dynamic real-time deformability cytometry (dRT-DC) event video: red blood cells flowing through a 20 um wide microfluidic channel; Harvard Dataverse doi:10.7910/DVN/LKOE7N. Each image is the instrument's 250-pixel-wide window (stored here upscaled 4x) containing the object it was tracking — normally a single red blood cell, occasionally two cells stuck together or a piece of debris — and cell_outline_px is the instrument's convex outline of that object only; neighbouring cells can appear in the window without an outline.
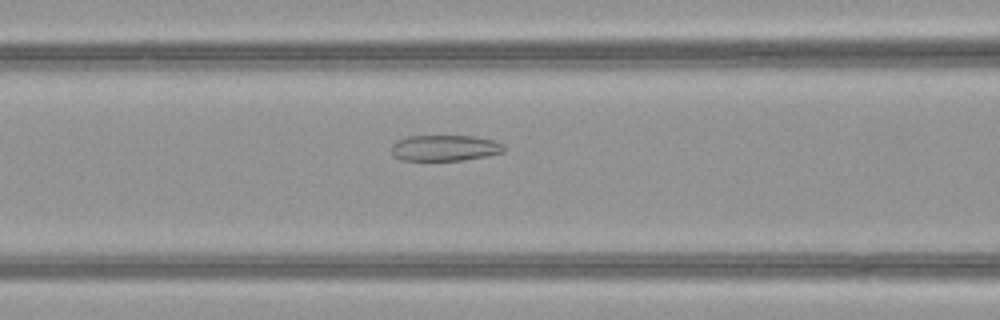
{"species": "common noctule bat (a hibernating species)", "species_latin": "Nyctalus noctula", "temperature_condition": "warm", "stored_images_in_passage": 52, "camera_frame_rate_fps": 3000, "um_per_image_px": 0.085, "animal": {"sex": "female", "body_mass_g": 21.9}, "frame": {"image": 1, "passage_image": 22, "time_ms": 7.0, "image_size_px": [1000, 320], "cell_outline_px": [[504, 152], [488, 156], [464, 160], [400, 160], [392, 156], [392, 144], [396, 140], [408, 136], [476, 136], [492, 140], [504, 144]], "centroid_in_image_um": [37.8, 12.58], "position_along_channel_um": 128.8, "area_um2": 17.17}}
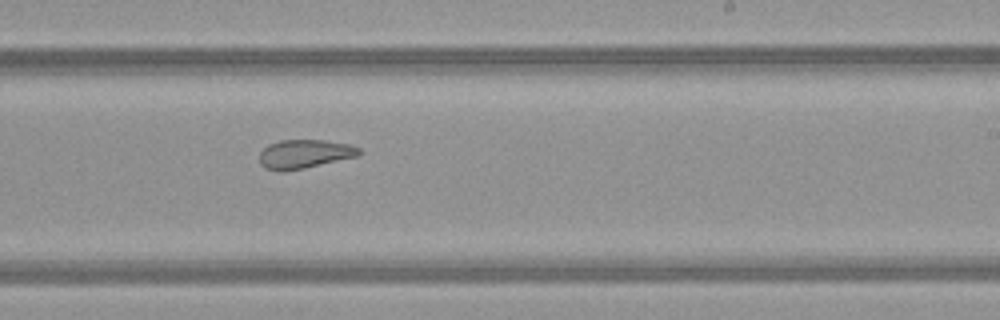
{"frame": {"image": 2, "passage_image": 32, "time_ms": 10.333, "image_size_px": [1000, 320], "cell_outline_px": [[360, 152], [356, 156], [304, 168], [284, 172], [276, 172], [264, 168], [260, 164], [260, 152], [268, 144], [280, 140], [324, 140], [352, 144], [360, 148]], "centroid_in_image_um": [25.84, 13.09], "position_along_channel_um": 263.2, "area_um2": 16.82}}
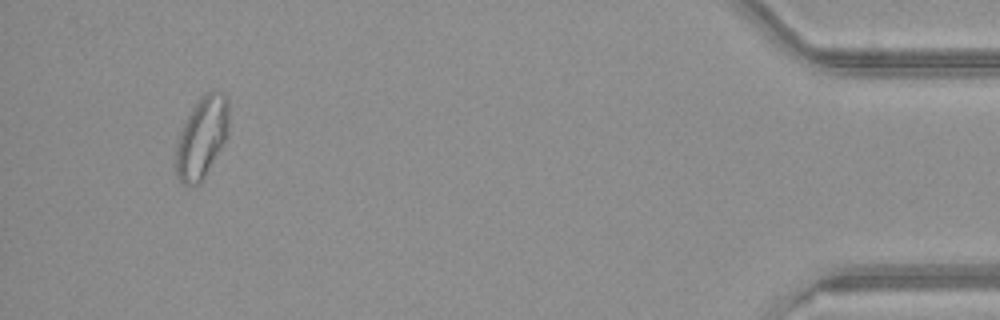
{"frame": {"image": 3, "passage_image": 49, "time_ms": 16.0, "image_size_px": [1000, 320], "cell_outline_px": [[228, 136], [200, 184], [184, 184], [180, 180], [176, 172], [176, 144], [180, 132], [196, 100], [204, 92], [212, 88], [224, 96], [228, 100]], "centroid_in_image_um": [17.16, 11.64], "position_along_channel_um": 418.0, "area_um2": 25.03}, "authors_computed_cell_mechanics": {"area_um2": 23.0333, "velocity_mm_per_s": 4.027, "shape_relaxation_time_tau1_ms": null, "shape_relaxation_time_tau2_ms": 2.2429, "deformation_change_tau1": null, "deformation_change_tau2": 0.0938}}